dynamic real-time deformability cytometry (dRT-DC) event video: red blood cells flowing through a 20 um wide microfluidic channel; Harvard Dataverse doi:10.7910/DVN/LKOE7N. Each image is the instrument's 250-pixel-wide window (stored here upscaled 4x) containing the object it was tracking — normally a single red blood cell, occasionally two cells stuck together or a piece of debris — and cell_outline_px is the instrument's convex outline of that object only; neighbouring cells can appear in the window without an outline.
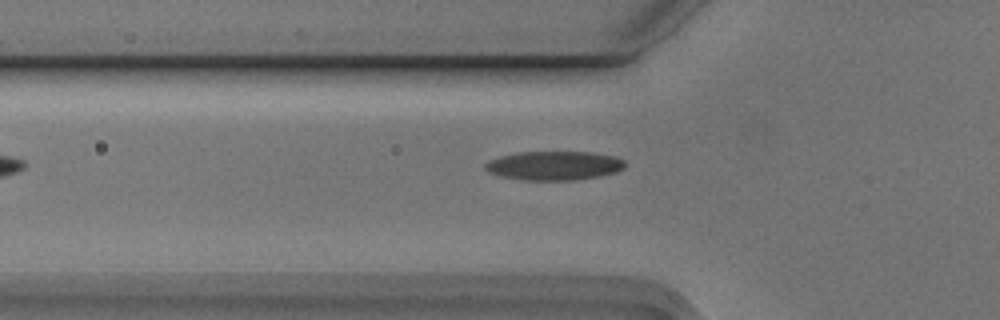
{"species": "Egyptian fruit bat (a non-hibernating species)", "species_latin": "Rousettus aegyptiacus", "temperature_condition": "cold", "stored_images_in_passage": 5, "camera_frame_rate_fps": 3000, "um_per_image_px": 0.085, "animal": {"sex": "male"}, "frame": {"image": 1, "passage_image": 4, "time_ms": 1.0, "image_size_px": [1000, 320], "cell_outline_px": [[624, 168], [616, 172], [600, 176], [572, 180], [520, 180], [500, 176], [488, 172], [484, 168], [484, 164], [488, 160], [500, 156], [520, 152], [592, 152], [616, 156], [624, 160]], "centroid_in_image_um": [47.08, 14.08], "position_along_channel_um": 78.7, "area_um2": 23.76}}
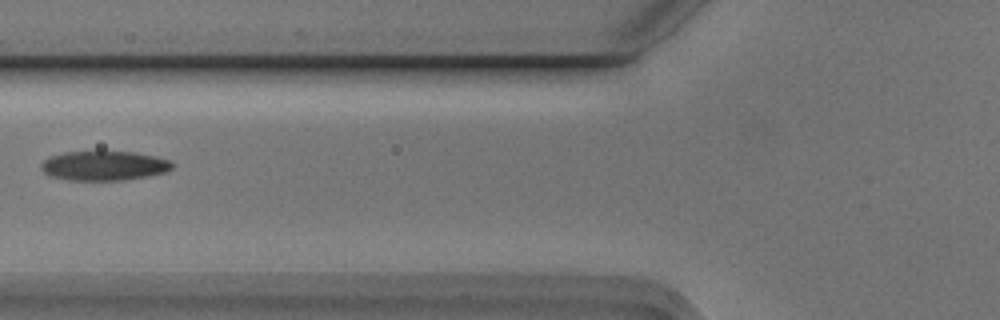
{"frame": {"image": 2, "passage_image": 5, "time_ms": 1.333, "image_size_px": [1000, 320], "cell_outline_px": [[172, 168], [164, 172], [148, 176], [120, 180], [68, 180], [52, 176], [44, 172], [40, 168], [40, 164], [48, 156], [64, 152], [136, 152], [156, 156], [172, 160]], "centroid_in_image_um": [8.83, 14.08], "position_along_channel_um": 117.0, "area_um2": 22.48}}